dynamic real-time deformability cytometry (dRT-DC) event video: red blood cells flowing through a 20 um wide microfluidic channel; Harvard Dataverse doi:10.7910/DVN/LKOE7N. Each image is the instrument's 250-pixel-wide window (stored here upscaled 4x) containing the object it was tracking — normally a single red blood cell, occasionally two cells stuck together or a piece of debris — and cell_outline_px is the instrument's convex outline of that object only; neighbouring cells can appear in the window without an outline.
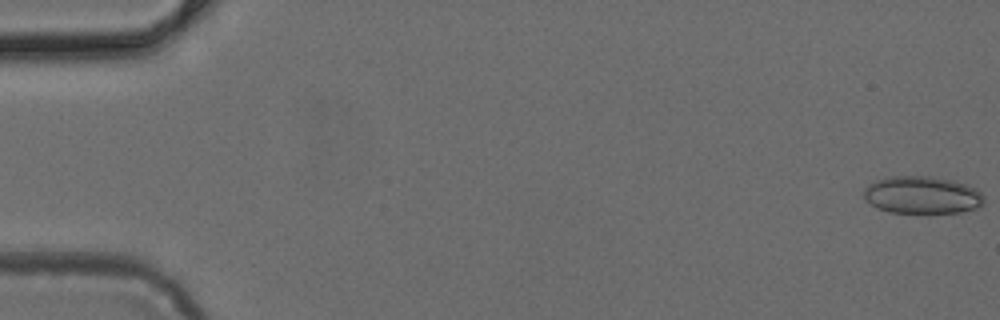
{"species": "common noctule bat (a hibernating species)", "species_latin": "Nyctalus noctula", "temperature_condition": "cold", "stored_images_in_passage": 49, "camera_frame_rate_fps": 3000, "um_per_image_px": 0.085, "animal": {"sex": "female", "body_mass_g": 24.6, "forearm_length_mm": 56.2}, "frame": {"image": 1, "passage_image": 1, "time_ms": 0.0, "image_size_px": [1000, 320], "cell_outline_px": [[984, 204], [980, 208], [960, 212], [888, 212], [876, 208], [864, 200], [864, 188], [868, 184], [876, 180], [888, 176], [932, 176], [952, 180], [968, 184], [980, 192], [984, 196]], "centroid_in_image_um": [78.38, 16.57], "position_along_channel_um": 6.6, "area_um2": 26.53}}
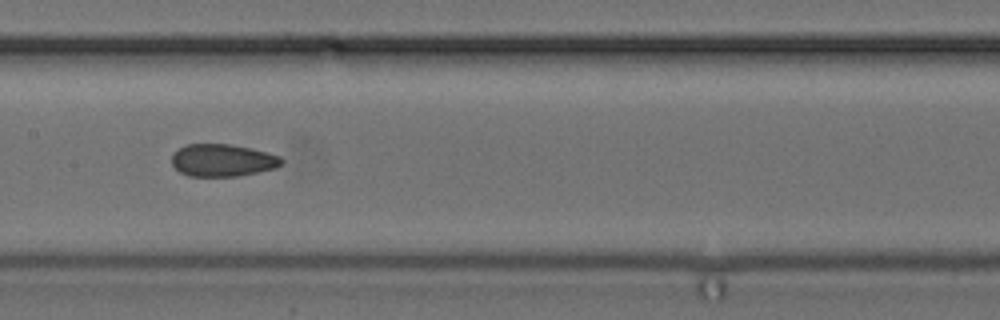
{"frame": {"image": 2, "passage_image": 25, "time_ms": 8.0, "image_size_px": [1000, 320], "cell_outline_px": [[284, 164], [276, 168], [240, 176], [188, 176], [180, 172], [172, 164], [172, 156], [180, 148], [188, 144], [228, 144], [252, 148], [268, 152], [280, 156], [284, 160]], "centroid_in_image_um": [18.98, 13.63], "position_along_channel_um": 188.4, "area_um2": 20.81}}
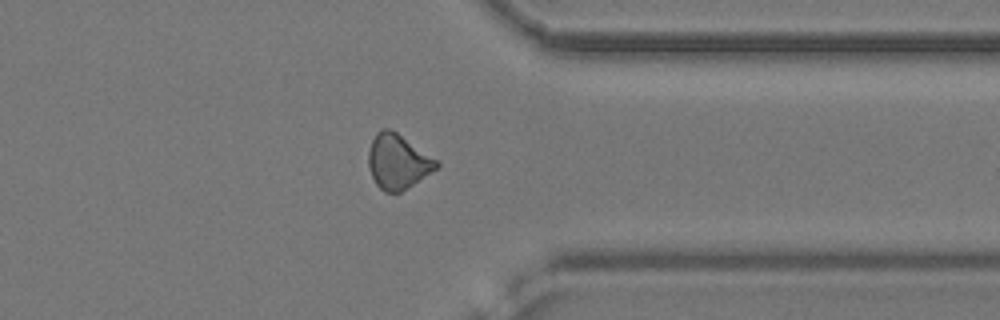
{"frame": {"image": 3, "passage_image": 39, "time_ms": 12.667, "image_size_px": [1000, 320], "cell_outline_px": [[440, 164], [436, 168], [400, 192], [384, 192], [376, 184], [368, 168], [368, 152], [372, 140], [376, 132], [380, 128], [388, 128], [396, 132], [436, 160]], "centroid_in_image_um": [33.75, 13.72], "position_along_channel_um": 377.7, "area_um2": 21.15}}